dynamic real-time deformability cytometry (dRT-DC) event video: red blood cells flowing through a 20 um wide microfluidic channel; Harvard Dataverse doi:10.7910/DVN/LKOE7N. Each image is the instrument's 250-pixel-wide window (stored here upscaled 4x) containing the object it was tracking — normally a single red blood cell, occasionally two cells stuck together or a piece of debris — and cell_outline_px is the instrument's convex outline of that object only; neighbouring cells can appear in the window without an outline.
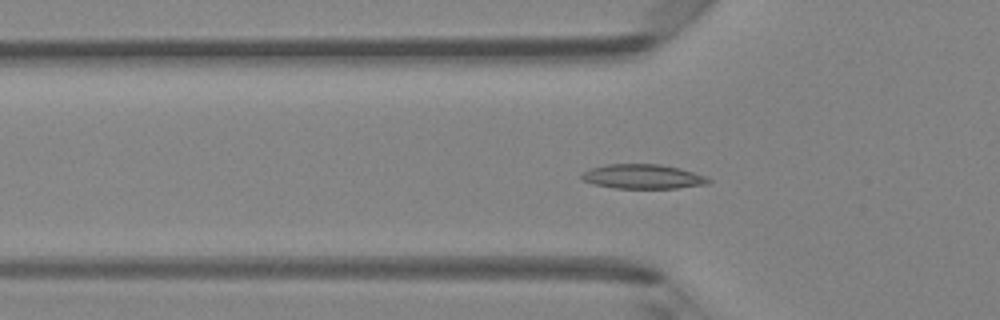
{"species": "Egyptian fruit bat (a non-hibernating species)", "species_latin": "Rousettus aegyptiacus", "temperature_condition": "room temperature", "stored_images_in_passage": 37, "camera_frame_rate_fps": 3000, "um_per_image_px": 0.085, "animal": {"sex": "female"}, "frame": {"image": 1, "passage_image": 13, "time_ms": 4.0, "image_size_px": [1000, 320], "cell_outline_px": [[712, 180], [708, 184], [676, 188], [616, 188], [592, 184], [580, 180], [580, 176], [584, 172], [592, 168], [608, 164], [660, 164], [680, 168], [704, 176]], "centroid_in_image_um": [54.62, 15.01], "position_along_channel_um": 71.2, "area_um2": 18.03}}
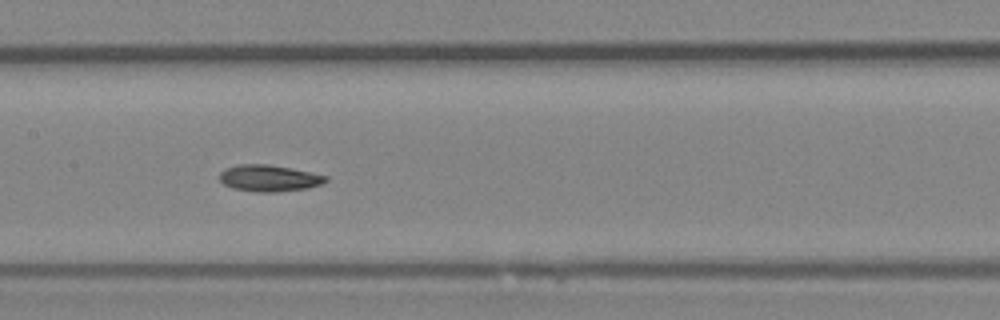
{"frame": {"image": 2, "passage_image": 21, "time_ms": 6.667, "image_size_px": [1000, 320], "cell_outline_px": [[328, 180], [320, 184], [308, 188], [276, 192], [256, 192], [232, 188], [224, 184], [220, 180], [220, 172], [228, 168], [240, 164], [268, 164], [328, 176]], "centroid_in_image_um": [22.86, 15.15], "position_along_channel_um": 184.5, "area_um2": 16.18}}
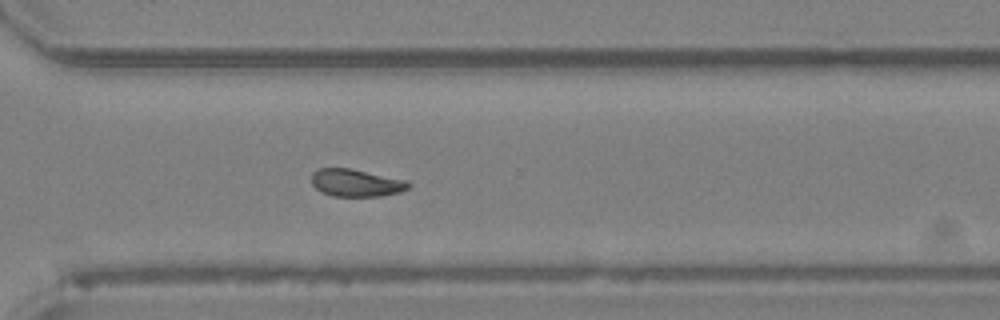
{"frame": {"image": 3, "passage_image": 32, "time_ms": 10.333, "image_size_px": [1000, 320], "cell_outline_px": [[412, 184], [408, 188], [400, 192], [380, 196], [332, 196], [320, 192], [312, 184], [312, 172], [316, 168], [352, 168], [404, 180]], "centroid_in_image_um": [30.23, 15.54], "position_along_channel_um": 340.4, "area_um2": 15.55}, "authors_computed_cell_mechanics": {"area_um2": 16.3574, "velocity_mm_per_s": 4.2562, "shape_relaxation_time_tau1_ms": 3.948, "shape_relaxation_time_tau2_ms": 3.4648, "deformation_change_tau1": 0.1149, "deformation_change_tau2": 0.0871}}